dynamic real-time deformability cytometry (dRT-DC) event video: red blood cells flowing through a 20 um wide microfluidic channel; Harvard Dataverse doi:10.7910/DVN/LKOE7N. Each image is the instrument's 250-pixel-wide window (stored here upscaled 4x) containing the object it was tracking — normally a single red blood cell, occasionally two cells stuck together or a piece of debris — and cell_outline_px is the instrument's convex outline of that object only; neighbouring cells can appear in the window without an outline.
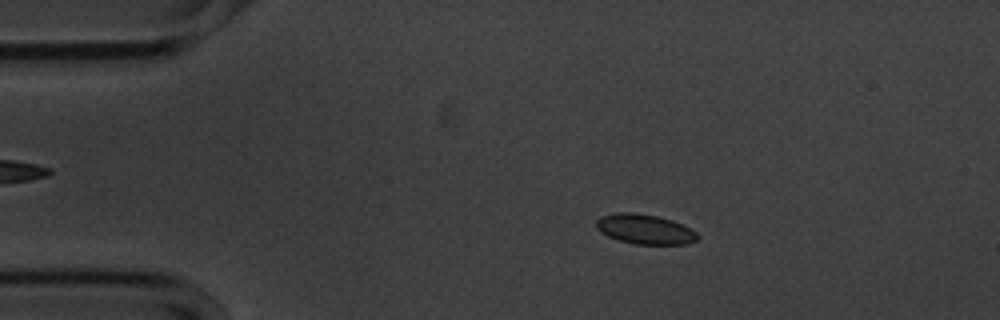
{"species": "common noctule bat (a hibernating species)", "species_latin": "Nyctalus noctula", "temperature_condition": "cold", "stored_images_in_passage": 54, "camera_frame_rate_fps": 3000, "um_per_image_px": 0.085, "animal": {"sex": "male", "body_mass_g": 20.1, "forearm_length_mm": 53.5}, "frame": {"image": 1, "passage_image": 8, "time_ms": 2.333, "image_size_px": [1000, 320], "cell_outline_px": [[700, 236], [696, 240], [688, 244], [636, 244], [620, 240], [608, 236], [600, 232], [596, 228], [596, 220], [600, 216], [616, 212], [636, 212], [656, 216], [672, 220], [696, 232]], "centroid_in_image_um": [54.78, 19.47], "position_along_channel_um": 30.2, "area_um2": 17.57}}
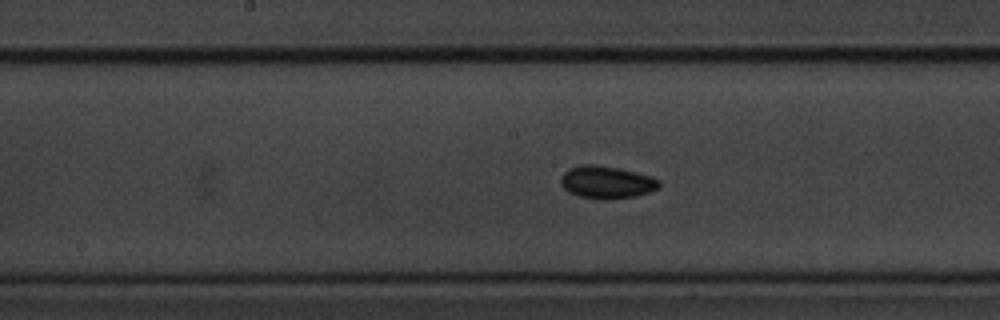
{"frame": {"image": 2, "passage_image": 26, "time_ms": 8.333, "image_size_px": [1000, 320], "cell_outline_px": [[660, 188], [636, 196], [604, 200], [600, 200], [576, 196], [568, 192], [560, 184], [560, 176], [568, 168], [584, 164], [596, 164], [620, 168], [652, 176], [660, 180]], "centroid_in_image_um": [51.54, 15.49], "position_along_channel_um": 196.7, "area_um2": 19.07}}
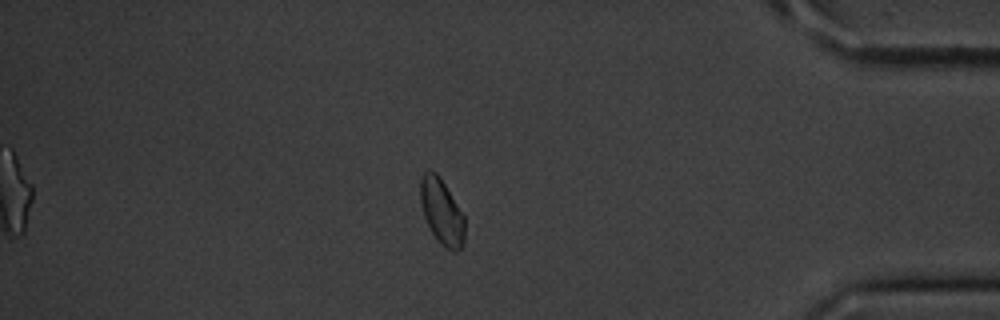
{"frame": {"image": 3, "passage_image": 46, "time_ms": 15.0, "image_size_px": [1000, 320], "cell_outline_px": [[464, 240], [460, 248], [456, 252], [452, 252], [444, 248], [436, 240], [424, 216], [420, 200], [420, 180], [424, 172], [428, 168], [436, 172], [440, 176], [464, 216]], "centroid_in_image_um": [37.53, 17.99], "position_along_channel_um": 397.7, "area_um2": 17.05}}